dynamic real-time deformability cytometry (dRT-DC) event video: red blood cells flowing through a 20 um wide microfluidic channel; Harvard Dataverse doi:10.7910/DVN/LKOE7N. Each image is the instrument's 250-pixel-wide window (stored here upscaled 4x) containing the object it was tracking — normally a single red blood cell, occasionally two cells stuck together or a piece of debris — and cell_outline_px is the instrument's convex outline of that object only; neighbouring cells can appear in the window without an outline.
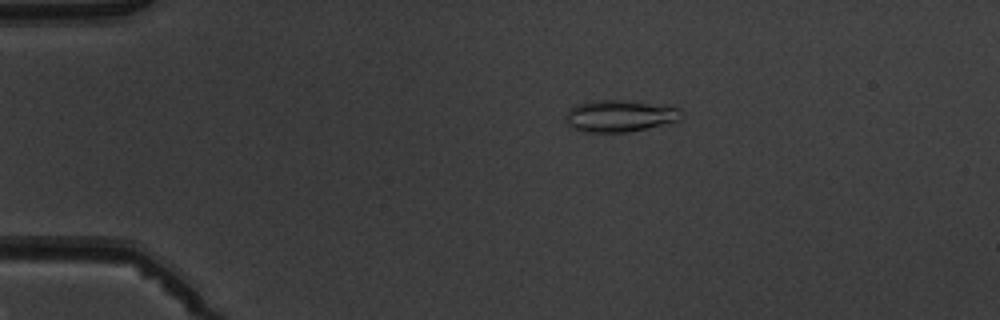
{"species": "common noctule bat (a hibernating species)", "species_latin": "Nyctalus noctula", "temperature_condition": "warm", "stored_images_in_passage": 4, "camera_frame_rate_fps": 3000, "um_per_image_px": 0.085, "animal": {"sex": "male", "body_mass_g": 19.5, "forearm_length_mm": 54.6}, "frame": {"image": 1, "passage_image": 2, "time_ms": 1.0, "image_size_px": [1000, 320], "cell_outline_px": [[680, 120], [628, 132], [580, 132], [572, 128], [564, 120], [568, 108], [576, 104], [596, 100], [624, 100], [676, 104], [680, 108]], "centroid_in_image_um": [52.69, 9.83], "position_along_channel_um": 32.3, "area_um2": 22.02}}